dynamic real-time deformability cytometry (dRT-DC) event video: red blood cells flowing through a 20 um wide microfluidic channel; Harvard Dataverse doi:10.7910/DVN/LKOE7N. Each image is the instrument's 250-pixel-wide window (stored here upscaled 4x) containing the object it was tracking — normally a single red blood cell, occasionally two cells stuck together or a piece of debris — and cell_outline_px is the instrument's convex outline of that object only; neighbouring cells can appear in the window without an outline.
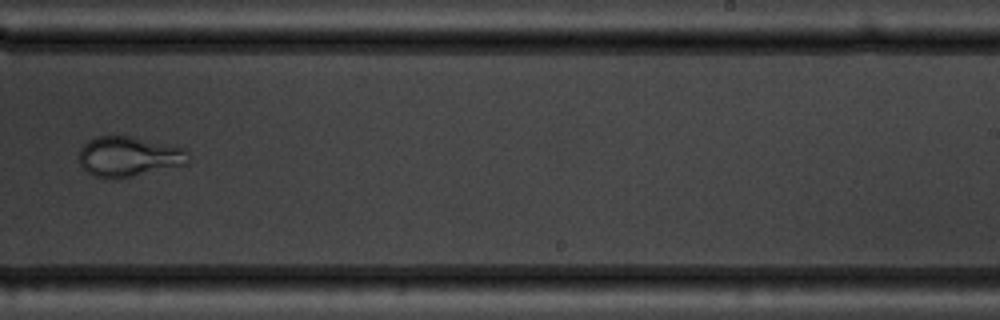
{"species": "common noctule bat (a hibernating species)", "species_latin": "Nyctalus noctula", "temperature_condition": "warm", "stored_images_in_passage": 11, "camera_frame_rate_fps": 3000, "um_per_image_px": 0.085, "animal": {"sex": "male", "body_mass_g": 19.5, "forearm_length_mm": 54.6}, "frame": {"image": 1, "passage_image": 10, "time_ms": 11.0, "image_size_px": [1000, 320], "cell_outline_px": [[188, 164], [132, 176], [112, 180], [104, 180], [92, 176], [80, 164], [80, 148], [88, 140], [100, 136], [128, 136], [184, 148], [188, 152]], "centroid_in_image_um": [10.91, 13.33], "position_along_channel_um": 278.1, "area_um2": 25.49}}
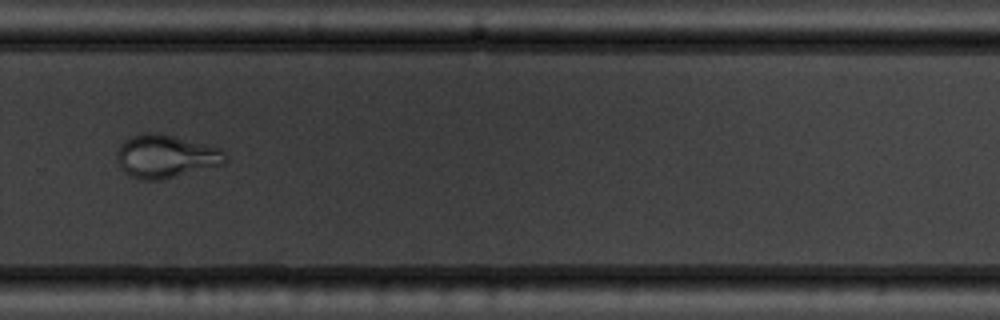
{"frame": {"image": 2, "passage_image": 11, "time_ms": 12.0, "image_size_px": [1000, 320], "cell_outline_px": [[228, 160], [224, 164], [160, 180], [140, 180], [124, 172], [116, 160], [116, 152], [120, 144], [124, 140], [132, 136], [144, 132], [156, 132], [220, 148], [228, 156]], "centroid_in_image_um": [14.07, 13.29], "position_along_channel_um": 315.7, "area_um2": 27.22}}